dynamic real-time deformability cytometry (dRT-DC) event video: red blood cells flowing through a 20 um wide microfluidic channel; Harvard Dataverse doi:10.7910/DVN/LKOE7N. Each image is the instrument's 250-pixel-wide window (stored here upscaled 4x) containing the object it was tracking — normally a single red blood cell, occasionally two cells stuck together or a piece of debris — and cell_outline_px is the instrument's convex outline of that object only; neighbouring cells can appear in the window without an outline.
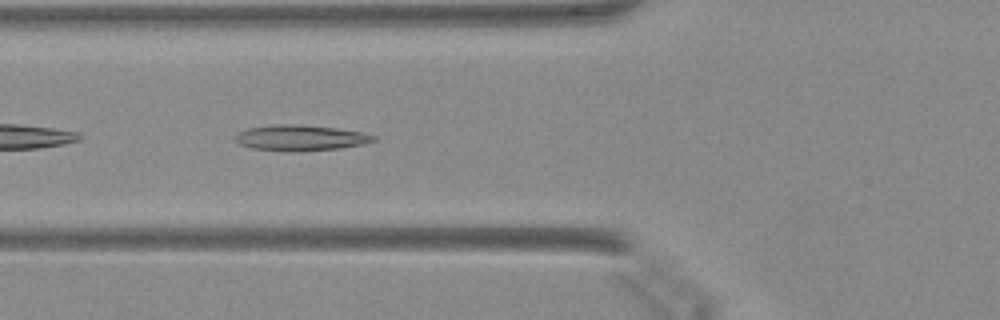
{"species": "Egyptian fruit bat (a non-hibernating species)", "species_latin": "Rousettus aegyptiacus", "temperature_condition": "warm", "stored_images_in_passage": 34, "camera_frame_rate_fps": 3000, "um_per_image_px": 0.085, "animal": {"sex": "female"}, "frame": {"image": 1, "passage_image": 4, "time_ms": 1.0, "image_size_px": [1000, 320], "cell_outline_px": [[376, 140], [364, 144], [340, 148], [252, 148], [240, 144], [232, 136], [248, 128], [276, 124], [296, 124], [336, 128], [364, 132], [376, 136]], "centroid_in_image_um": [25.59, 11.65], "position_along_channel_um": 100.2, "area_um2": 19.48}}
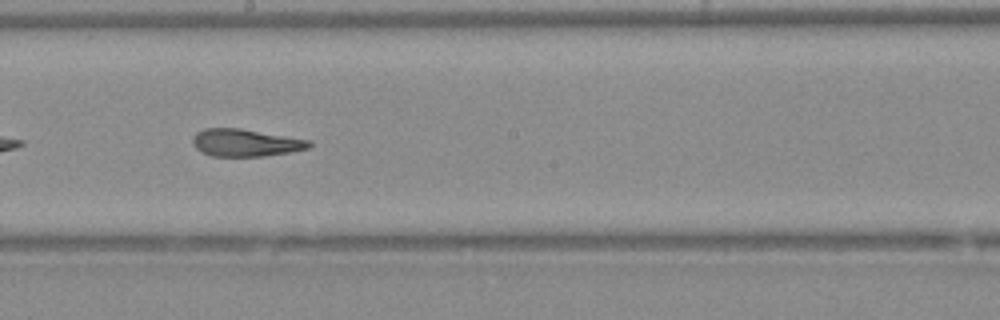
{"frame": {"image": 2, "passage_image": 13, "time_ms": 4.0, "image_size_px": [1000, 320], "cell_outline_px": [[312, 144], [308, 148], [292, 152], [264, 156], [212, 156], [196, 148], [192, 144], [192, 136], [196, 132], [204, 128], [240, 128], [312, 140]], "centroid_in_image_um": [20.88, 12.12], "position_along_channel_um": 227.3, "area_um2": 18.73}}
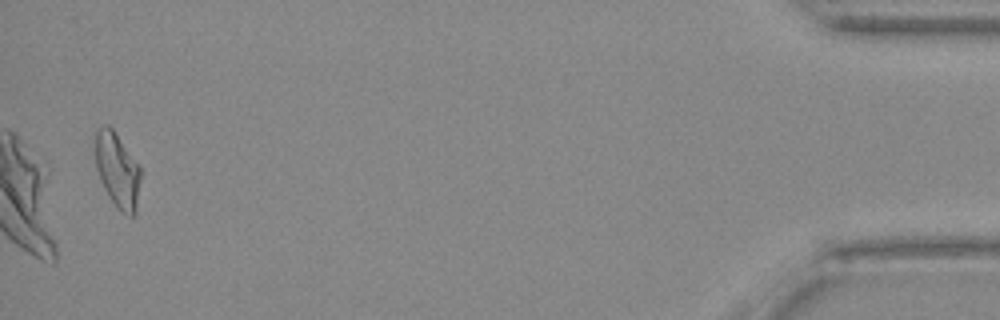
{"frame": {"image": 3, "passage_image": 33, "time_ms": 10.667, "image_size_px": [1000, 320], "cell_outline_px": [[140, 180], [136, 212], [132, 216], [128, 216], [120, 212], [108, 196], [100, 180], [96, 168], [96, 128], [100, 124], [108, 124], [112, 128], [140, 164]], "centroid_in_image_um": [9.98, 14.45], "position_along_channel_um": 425.2, "area_um2": 20.06}}